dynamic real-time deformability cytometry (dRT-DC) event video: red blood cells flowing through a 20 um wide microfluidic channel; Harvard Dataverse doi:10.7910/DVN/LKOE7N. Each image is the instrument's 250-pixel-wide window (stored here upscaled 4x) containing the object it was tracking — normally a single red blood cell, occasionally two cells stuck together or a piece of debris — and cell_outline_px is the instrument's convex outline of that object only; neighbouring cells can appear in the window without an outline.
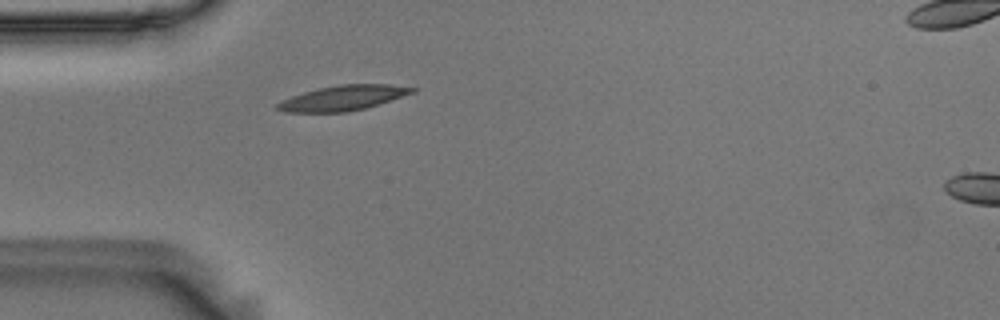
{"species": "Egyptian fruit bat (a non-hibernating species)", "species_latin": "Rousettus aegyptiacus", "temperature_condition": "room temperature", "stored_images_in_passage": 41, "camera_frame_rate_fps": 3000, "um_per_image_px": 0.085, "animal": {"sex": "male"}, "frame": {"image": 1, "passage_image": 1, "time_ms": 0.0, "image_size_px": [1000, 320], "cell_outline_px": [[416, 92], [364, 108], [348, 112], [284, 112], [276, 108], [276, 104], [280, 100], [316, 88], [340, 84], [388, 84], [416, 88]], "centroid_in_image_um": [29.12, 8.32], "position_along_channel_um": 55.9, "area_um2": 19.59}}
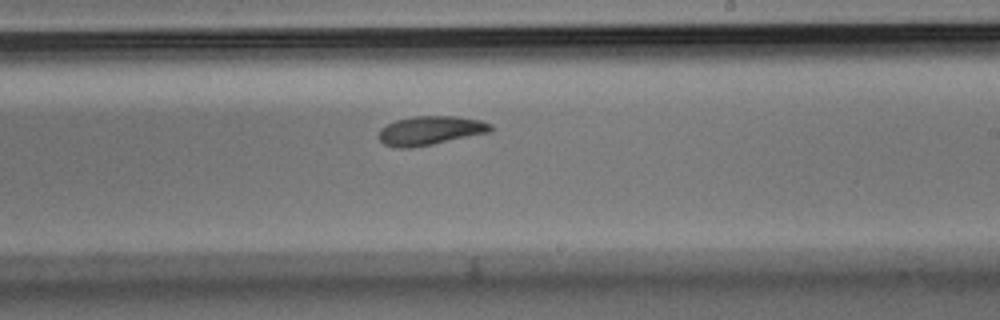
{"frame": {"image": 2, "passage_image": 18, "time_ms": 5.667, "image_size_px": [1000, 320], "cell_outline_px": [[492, 132], [432, 144], [408, 148], [400, 148], [384, 144], [376, 136], [380, 128], [396, 120], [416, 116], [456, 116], [480, 120], [492, 124]], "centroid_in_image_um": [36.57, 11.09], "position_along_channel_um": 252.4, "area_um2": 18.9}}
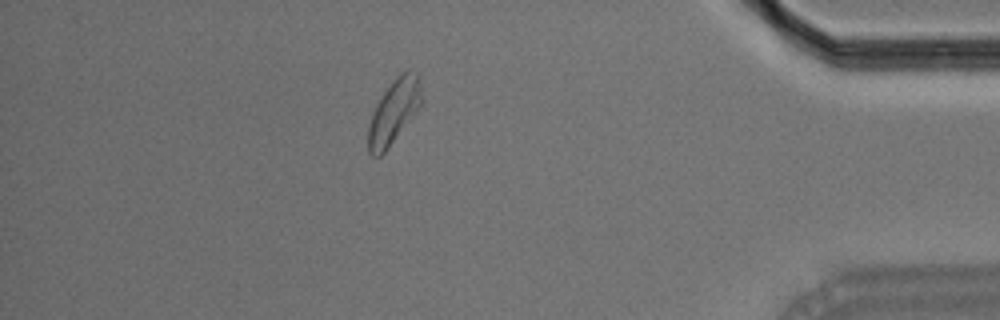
{"frame": {"image": 3, "passage_image": 34, "time_ms": 11.0, "image_size_px": [1000, 320], "cell_outline_px": [[420, 104], [384, 152], [380, 156], [372, 156], [368, 152], [368, 124], [376, 104], [380, 96], [396, 76], [400, 72], [408, 68], [416, 72], [420, 76]], "centroid_in_image_um": [33.44, 9.42], "position_along_channel_um": 401.8, "area_um2": 19.42}, "authors_computed_cell_mechanics": {"area_um2": 18.9584, "velocity_mm_per_s": 3.5642, "shape_relaxation_time_tau1_ms": 3.3585, "shape_relaxation_time_tau2_ms": 4.5034, "deformation_change_tau1": 0.1205, "deformation_change_tau2": 0.0923}}